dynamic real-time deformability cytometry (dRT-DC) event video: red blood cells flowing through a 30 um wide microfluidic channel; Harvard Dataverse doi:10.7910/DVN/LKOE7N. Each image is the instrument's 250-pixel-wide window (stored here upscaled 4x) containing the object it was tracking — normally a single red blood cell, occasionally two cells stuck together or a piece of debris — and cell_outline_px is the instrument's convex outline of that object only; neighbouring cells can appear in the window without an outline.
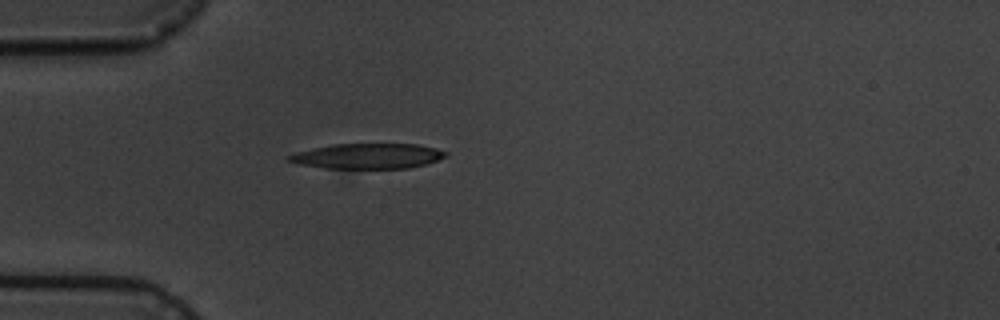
{"species": "common noctule bat (a hibernating species)", "species_latin": "Nyctalus noctula", "temperature_condition": "cold", "stored_images_in_passage": 7, "camera_frame_rate_fps": 3000, "um_per_image_px": 0.085, "animal": {"sex": "male", "body_mass_g": 19.5, "forearm_length_mm": 54.6}, "frame": {"image": 1, "passage_image": 5, "time_ms": 4.667, "image_size_px": [1000, 320], "cell_outline_px": [[448, 156], [424, 164], [408, 168], [324, 168], [304, 164], [288, 160], [284, 156], [296, 152], [332, 144], [416, 144], [436, 148], [448, 152]], "centroid_in_image_um": [31.28, 13.26], "position_along_channel_um": 53.7, "area_um2": 22.83}}